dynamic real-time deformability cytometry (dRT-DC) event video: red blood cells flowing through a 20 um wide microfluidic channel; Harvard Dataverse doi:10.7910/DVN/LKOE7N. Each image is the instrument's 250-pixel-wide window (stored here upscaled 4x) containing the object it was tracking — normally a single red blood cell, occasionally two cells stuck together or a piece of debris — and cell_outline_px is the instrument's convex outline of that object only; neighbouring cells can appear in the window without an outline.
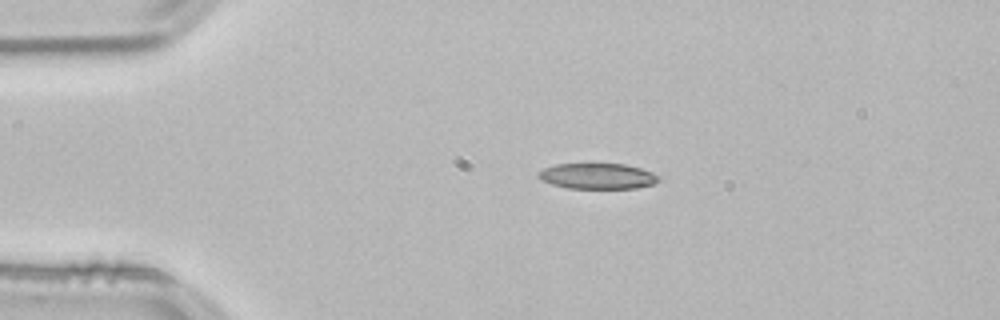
{"species": "common noctule bat (a hibernating species)", "species_latin": "Nyctalus noctula", "temperature_condition": "room temperature", "stored_images_in_passage": 43, "camera_frame_rate_fps": 3000, "um_per_image_px": 0.085, "animal": {"sex": "male", "body_mass_g": 21.5, "forearm_length_mm": 52.0}, "frame": {"image": 1, "passage_image": 1, "time_ms": 0.0, "image_size_px": [1000, 320], "cell_outline_px": [[660, 180], [652, 184], [636, 188], [568, 188], [552, 184], [540, 180], [536, 176], [536, 172], [544, 168], [556, 164], [588, 160], [624, 164], [640, 168], [652, 172], [660, 176]], "centroid_in_image_um": [50.72, 14.91], "position_along_channel_um": 34.3, "area_um2": 19.02}}
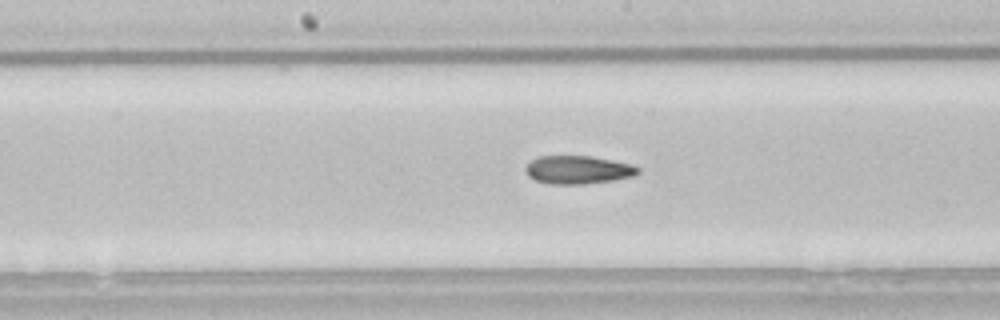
{"frame": {"image": 2, "passage_image": 17, "time_ms": 5.333, "image_size_px": [1000, 320], "cell_outline_px": [[640, 172], [632, 176], [612, 180], [584, 184], [552, 184], [536, 180], [528, 176], [524, 168], [536, 156], [588, 156], [612, 160], [632, 164], [640, 168]], "centroid_in_image_um": [49.12, 14.43], "position_along_channel_um": 199.1, "area_um2": 18.38}}
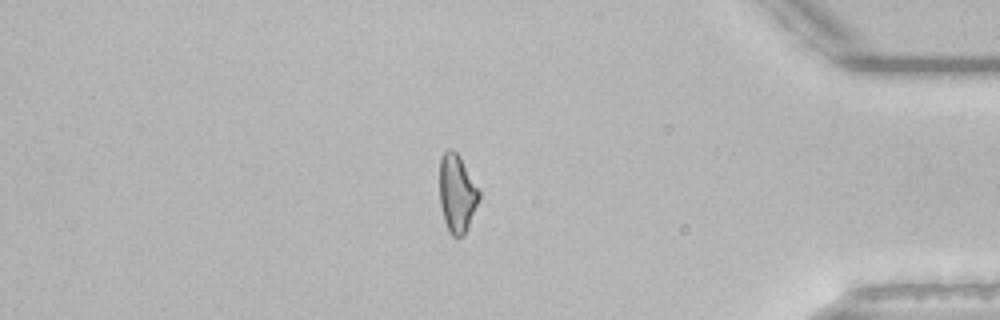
{"frame": {"image": 3, "passage_image": 35, "time_ms": 11.333, "image_size_px": [1000, 320], "cell_outline_px": [[480, 200], [464, 236], [452, 236], [448, 232], [444, 220], [440, 204], [440, 156], [448, 148], [452, 148], [460, 156], [480, 192]], "centroid_in_image_um": [38.84, 16.44], "position_along_channel_um": 396.4, "area_um2": 18.09}, "authors_computed_cell_mechanics": {"area_um2": 18.6116, "velocity_mm_per_s": 3.8505, "shape_relaxation_time_tau1_ms": null, "shape_relaxation_time_tau2_ms": 4.3084, "deformation_change_tau1": null, "deformation_change_tau2": 0.1337}}